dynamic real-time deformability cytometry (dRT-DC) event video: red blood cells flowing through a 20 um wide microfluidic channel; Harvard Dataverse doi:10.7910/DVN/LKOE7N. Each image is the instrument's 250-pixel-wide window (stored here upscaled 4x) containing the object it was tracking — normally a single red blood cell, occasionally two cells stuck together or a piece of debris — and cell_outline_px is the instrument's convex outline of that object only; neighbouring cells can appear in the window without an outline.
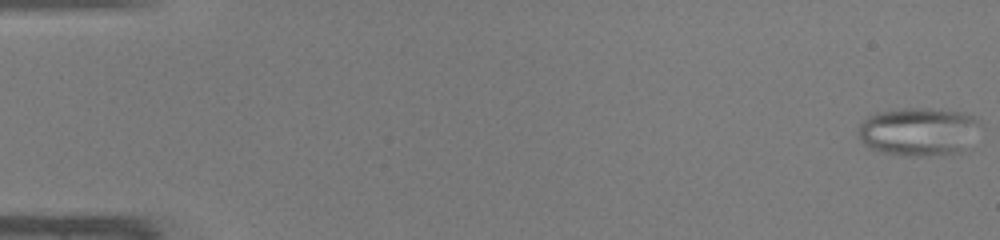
{"species": "common noctule bat (a hibernating species)", "species_latin": "Nyctalus noctula", "temperature_condition": "warm", "stored_images_in_passage": 48, "segment_of_instrument_passage": [1, 2], "camera_frame_rate_fps": 3000, "um_per_image_px": 0.085, "animal": {"sex": "male", "body_mass_g": 19.0, "forearm_length_mm": 50.8}, "frame": {"image": 1, "passage_image": 1, "time_ms": 0.0, "image_size_px": [1000, 240], "cell_outline_px": [[984, 128], [956, 152], [920, 156], [904, 156], [884, 152], [868, 148], [864, 144], [860, 136], [860, 124], [868, 116], [876, 112], [904, 108], [928, 108], [960, 112], [976, 116], [980, 120]], "centroid_in_image_um": [78.1, 11.16], "position_along_channel_um": 6.9, "area_um2": 34.16}}
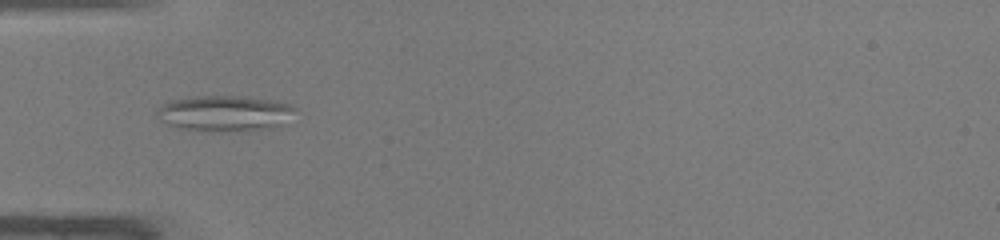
{"frame": {"image": 2, "passage_image": 16, "time_ms": 5.0, "image_size_px": [1000, 240], "cell_outline_px": [[296, 108], [284, 124], [268, 128], [212, 132], [208, 132], [176, 128], [160, 120], [156, 116], [156, 108], [168, 100], [196, 96], [240, 96], [280, 100], [292, 104]], "centroid_in_image_um": [19.05, 9.62], "position_along_channel_um": 65.9, "area_um2": 29.25}}